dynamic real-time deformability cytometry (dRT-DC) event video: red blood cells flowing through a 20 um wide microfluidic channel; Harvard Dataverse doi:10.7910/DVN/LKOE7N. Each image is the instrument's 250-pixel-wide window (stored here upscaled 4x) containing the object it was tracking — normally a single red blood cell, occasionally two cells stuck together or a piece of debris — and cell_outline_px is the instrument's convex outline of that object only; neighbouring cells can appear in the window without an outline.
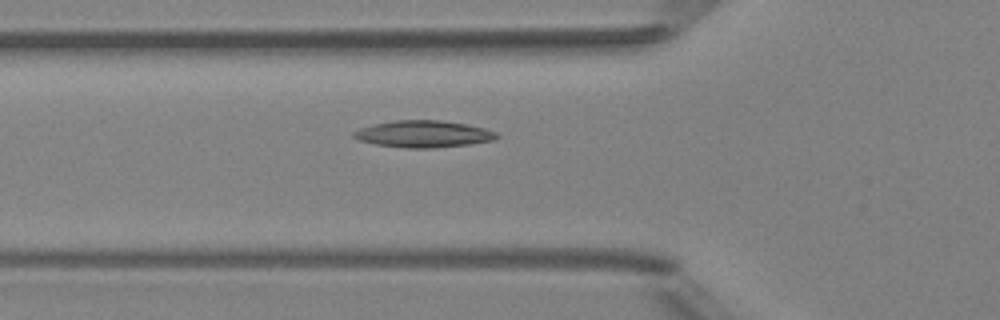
{"species": "Egyptian fruit bat (a non-hibernating species)", "species_latin": "Rousettus aegyptiacus", "temperature_condition": "room temperature", "stored_images_in_passage": 34, "camera_frame_rate_fps": 3000, "um_per_image_px": 0.085, "animal": {"sex": "female"}, "frame": {"image": 1, "passage_image": 2, "time_ms": 0.333, "image_size_px": [1000, 320], "cell_outline_px": [[500, 136], [492, 140], [468, 144], [436, 148], [408, 148], [376, 144], [360, 140], [352, 136], [352, 132], [360, 128], [376, 124], [396, 120], [440, 120], [468, 124], [484, 128], [496, 132]], "centroid_in_image_um": [36.01, 11.38], "position_along_channel_um": 89.8, "area_um2": 22.2}}
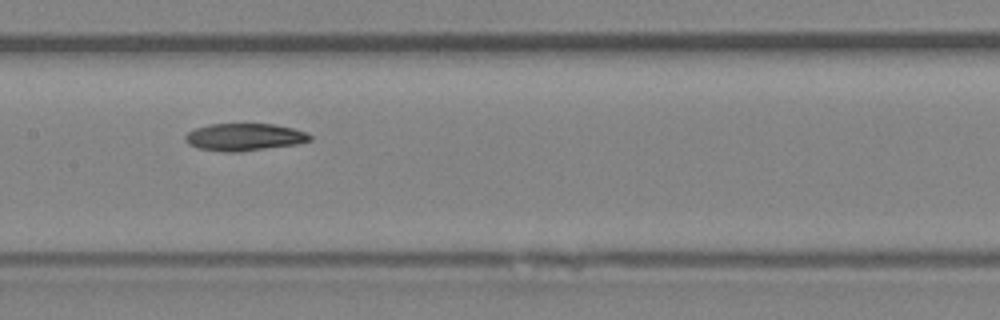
{"frame": {"image": 2, "passage_image": 9, "time_ms": 2.667, "image_size_px": [1000, 320], "cell_outline_px": [[312, 140], [296, 144], [240, 152], [224, 152], [196, 148], [188, 144], [184, 140], [184, 136], [188, 132], [196, 128], [208, 124], [272, 124], [292, 128], [308, 132], [312, 136]], "centroid_in_image_um": [20.75, 11.65], "position_along_channel_um": 186.6, "area_um2": 20.0}}
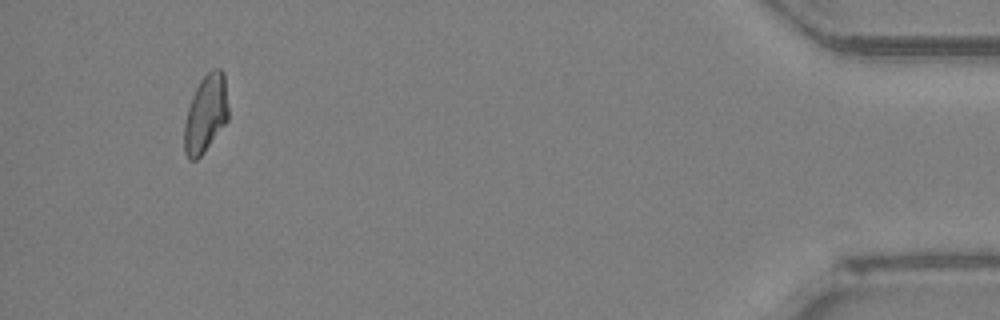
{"frame": {"image": 3, "passage_image": 31, "time_ms": 10.0, "image_size_px": [1000, 320], "cell_outline_px": [[228, 120], [204, 152], [196, 160], [188, 160], [184, 152], [184, 124], [188, 108], [192, 96], [200, 80], [212, 68], [220, 68], [224, 72], [228, 108]], "centroid_in_image_um": [17.48, 9.67], "position_along_channel_um": 417.7, "area_um2": 20.0}}